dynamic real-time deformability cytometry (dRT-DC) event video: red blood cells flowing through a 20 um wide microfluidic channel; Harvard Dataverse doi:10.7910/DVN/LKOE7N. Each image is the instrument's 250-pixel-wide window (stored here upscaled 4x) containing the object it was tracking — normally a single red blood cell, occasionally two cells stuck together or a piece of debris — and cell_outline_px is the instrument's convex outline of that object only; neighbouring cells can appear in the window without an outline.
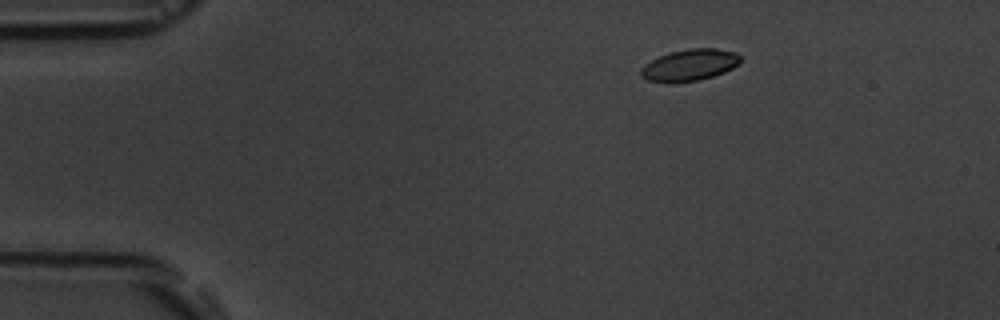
{"species": "common noctule bat (a hibernating species)", "species_latin": "Nyctalus noctula", "temperature_condition": "room temperature", "stored_images_in_passage": 5, "camera_frame_rate_fps": 3000, "um_per_image_px": 0.085, "animal": {"sex": "male", "body_mass_g": 19.5, "forearm_length_mm": 54.6}, "frame": {"image": 1, "passage_image": 3, "time_ms": 2.333, "image_size_px": [1000, 320], "cell_outline_px": [[740, 64], [724, 72], [712, 76], [696, 80], [672, 84], [668, 84], [648, 80], [640, 76], [640, 68], [644, 64], [668, 52], [688, 48], [716, 48], [736, 52], [740, 56]], "centroid_in_image_um": [58.59, 5.53], "position_along_channel_um": 26.4, "area_um2": 18.61}}